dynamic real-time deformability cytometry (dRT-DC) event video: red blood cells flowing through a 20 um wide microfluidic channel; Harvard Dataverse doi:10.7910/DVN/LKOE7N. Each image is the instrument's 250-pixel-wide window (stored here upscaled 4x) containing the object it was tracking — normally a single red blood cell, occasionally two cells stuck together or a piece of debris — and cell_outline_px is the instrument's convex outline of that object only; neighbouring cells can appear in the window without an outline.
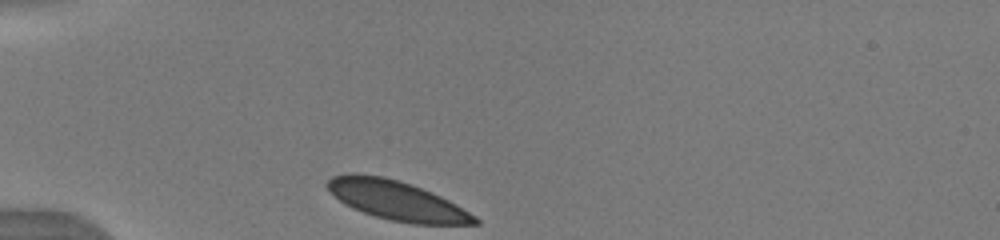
{"species": "human", "species_latin": "Homo sapiens", "temperature_condition": "warm", "stored_images_in_passage": 32, "camera_frame_rate_fps": 3000, "um_per_image_px": 0.085, "donor": {"sex": "male"}, "frame": {"image": 1, "passage_image": 1, "time_ms": 0.0, "image_size_px": [1000, 240], "cell_outline_px": [[480, 224], [412, 224], [388, 220], [352, 208], [344, 204], [324, 184], [332, 176], [348, 172], [352, 172], [384, 176], [400, 180], [412, 184], [432, 192], [456, 204], [476, 216], [480, 220]], "centroid_in_image_um": [33.72, 17.02], "position_along_channel_um": 51.3, "area_um2": 33.93}}
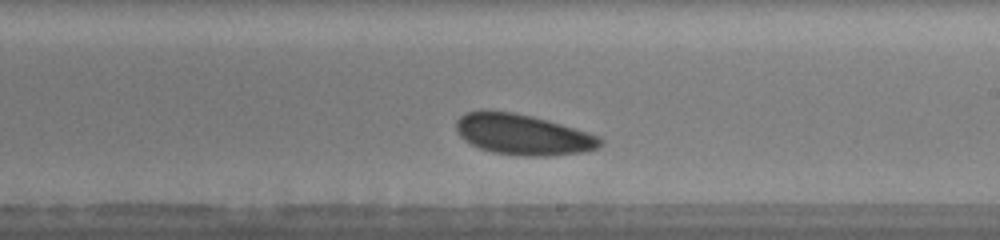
{"frame": {"image": 2, "passage_image": 18, "time_ms": 5.667, "image_size_px": [1000, 240], "cell_outline_px": [[604, 140], [596, 148], [584, 152], [552, 156], [524, 156], [492, 152], [480, 148], [464, 140], [456, 132], [456, 120], [464, 112], [480, 108], [488, 108], [512, 112], [532, 116], [548, 120], [588, 132], [600, 136]], "centroid_in_image_um": [44.39, 11.4], "position_along_channel_um": 244.6, "area_um2": 34.74}}
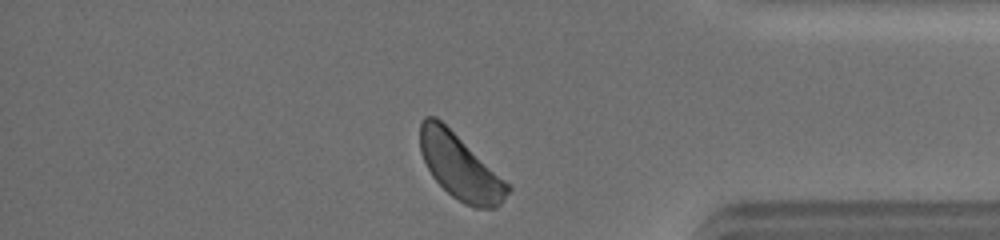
{"frame": {"image": 3, "passage_image": 31, "time_ms": 10.0, "image_size_px": [1000, 240], "cell_outline_px": [[512, 188], [500, 204], [496, 208], [476, 208], [464, 204], [452, 196], [432, 176], [420, 152], [420, 120], [424, 116], [436, 116], [504, 180]], "centroid_in_image_um": [39.07, 14.19], "position_along_channel_um": 396.1, "area_um2": 32.48}, "authors_computed_cell_mechanics": {"area_um2": 34.0153, "velocity_mm_per_s": 3.851, "shape_relaxation_time_tau1_ms": 2.8257, "shape_relaxation_time_tau2_ms": null, "deformation_change_tau1": 0.0589, "deformation_change_tau2": null}}